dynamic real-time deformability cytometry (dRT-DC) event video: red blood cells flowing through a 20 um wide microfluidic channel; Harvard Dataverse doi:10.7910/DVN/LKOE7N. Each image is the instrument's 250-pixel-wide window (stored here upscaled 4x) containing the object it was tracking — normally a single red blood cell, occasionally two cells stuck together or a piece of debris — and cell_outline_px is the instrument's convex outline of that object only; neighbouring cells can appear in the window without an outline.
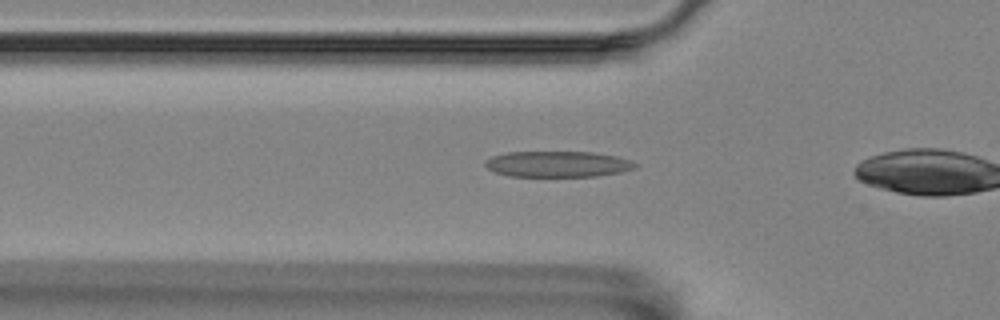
{"species": "Egyptian fruit bat (a non-hibernating species)", "species_latin": "Rousettus aegyptiacus", "temperature_condition": "room temperature", "stored_images_in_passage": 13, "camera_frame_rate_fps": 3000, "um_per_image_px": 0.085, "animal": {"sex": "female"}, "frame": {"image": 1, "passage_image": 11, "time_ms": 3.333, "image_size_px": [1000, 320], "cell_outline_px": [[640, 164], [636, 168], [620, 172], [596, 176], [508, 176], [492, 172], [484, 164], [492, 156], [508, 152], [592, 152], [616, 156], [632, 160]], "centroid_in_image_um": [47.44, 13.95], "position_along_channel_um": 78.4, "area_um2": 22.72}}